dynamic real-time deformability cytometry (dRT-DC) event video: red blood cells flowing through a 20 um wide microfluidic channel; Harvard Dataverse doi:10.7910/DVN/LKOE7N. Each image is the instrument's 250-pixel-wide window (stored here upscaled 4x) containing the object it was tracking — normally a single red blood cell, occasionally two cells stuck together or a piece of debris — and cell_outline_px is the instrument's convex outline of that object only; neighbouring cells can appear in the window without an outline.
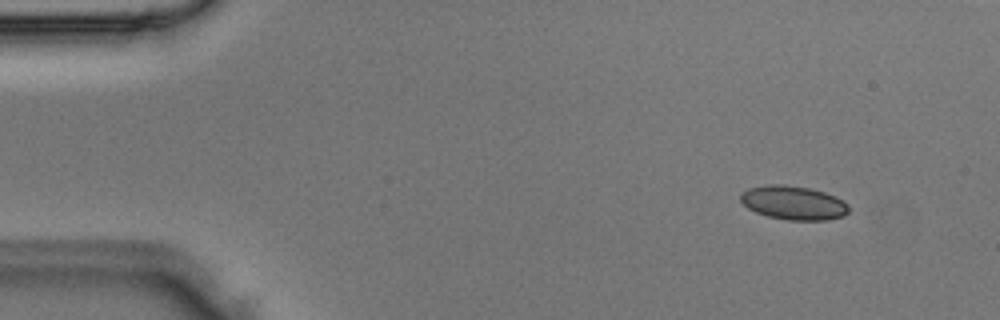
{"species": "Egyptian fruit bat (a non-hibernating species)", "species_latin": "Rousettus aegyptiacus", "temperature_condition": "room temperature", "stored_images_in_passage": 6, "camera_frame_rate_fps": 3000, "um_per_image_px": 0.085, "animal": {"sex": "male"}, "frame": {"image": 1, "passage_image": 2, "time_ms": 0.333, "image_size_px": [1000, 320], "cell_outline_px": [[848, 212], [844, 216], [828, 220], [788, 220], [768, 216], [756, 212], [748, 208], [740, 200], [740, 192], [748, 188], [768, 184], [784, 184], [808, 188], [824, 192], [836, 196], [844, 200], [848, 204]], "centroid_in_image_um": [67.45, 17.23], "position_along_channel_um": 17.6, "area_um2": 21.5}}
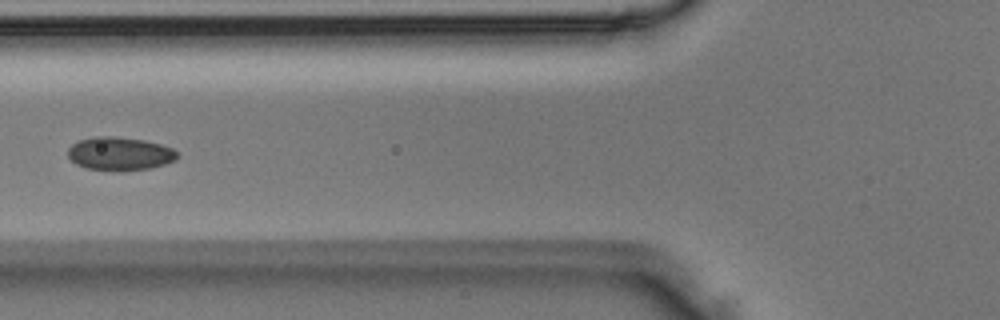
{"frame": {"image": 2, "passage_image": 6, "time_ms": 1.667, "image_size_px": [1000, 320], "cell_outline_px": [[180, 156], [176, 160], [164, 164], [148, 168], [124, 172], [84, 168], [76, 164], [68, 156], [68, 148], [72, 144], [80, 140], [96, 136], [112, 136], [144, 140], [160, 144], [172, 148]], "centroid_in_image_um": [10.18, 13.08], "position_along_channel_um": 115.6, "area_um2": 21.39}}